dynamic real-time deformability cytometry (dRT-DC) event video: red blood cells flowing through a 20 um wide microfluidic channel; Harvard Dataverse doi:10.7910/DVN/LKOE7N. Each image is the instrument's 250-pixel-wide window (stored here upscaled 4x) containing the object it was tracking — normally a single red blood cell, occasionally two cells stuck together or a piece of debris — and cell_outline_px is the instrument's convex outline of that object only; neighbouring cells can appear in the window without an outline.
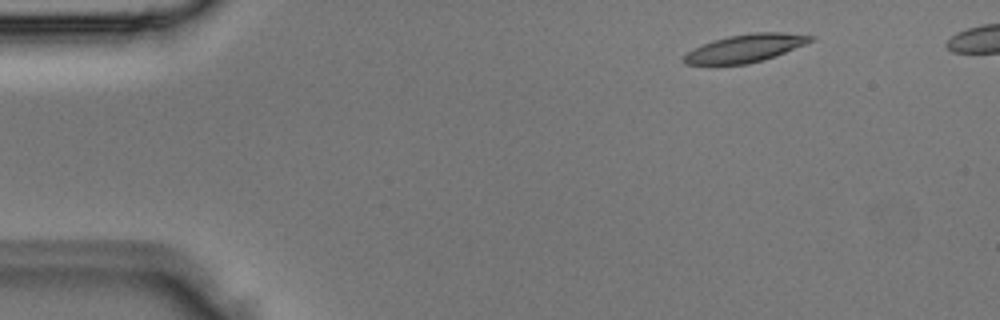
{"species": "Egyptian fruit bat (a non-hibernating species)", "species_latin": "Rousettus aegyptiacus", "temperature_condition": "room temperature", "stored_images_in_passage": 3, "camera_frame_rate_fps": 3000, "um_per_image_px": 0.085, "animal": {"sex": "male"}, "frame": {"image": 1, "passage_image": 1, "time_ms": 0.0, "image_size_px": [1000, 320], "cell_outline_px": [[816, 36], [812, 40], [804, 44], [764, 60], [748, 64], [684, 64], [684, 56], [688, 52], [712, 40], [728, 36], [752, 32], [784, 32]], "centroid_in_image_um": [63.37, 4.09], "position_along_channel_um": 21.6, "area_um2": 20.23}}